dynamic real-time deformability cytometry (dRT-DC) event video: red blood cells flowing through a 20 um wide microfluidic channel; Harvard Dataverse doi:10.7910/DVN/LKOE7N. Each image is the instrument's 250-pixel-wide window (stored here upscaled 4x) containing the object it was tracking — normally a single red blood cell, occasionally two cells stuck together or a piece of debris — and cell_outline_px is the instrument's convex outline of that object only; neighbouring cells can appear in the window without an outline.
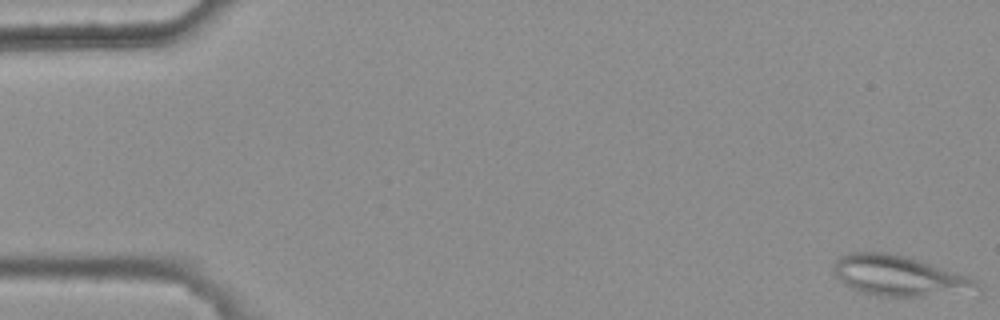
{"species": "common noctule bat (a hibernating species)", "species_latin": "Nyctalus noctula", "temperature_condition": "warm", "stored_images_in_passage": 4, "camera_frame_rate_fps": 3000, "um_per_image_px": 0.085, "animal": {"sex": "female", "body_mass_g": 25.1}, "frame": {"image": 1, "passage_image": 1, "time_ms": 0.0, "image_size_px": [1000, 320], "cell_outline_px": [[980, 296], [880, 296], [864, 292], [852, 288], [840, 280], [832, 272], [832, 264], [836, 260], [848, 252], [888, 252], [908, 256], [972, 276], [980, 284]], "centroid_in_image_um": [76.62, 23.47], "position_along_channel_um": 8.4, "area_um2": 35.08}}